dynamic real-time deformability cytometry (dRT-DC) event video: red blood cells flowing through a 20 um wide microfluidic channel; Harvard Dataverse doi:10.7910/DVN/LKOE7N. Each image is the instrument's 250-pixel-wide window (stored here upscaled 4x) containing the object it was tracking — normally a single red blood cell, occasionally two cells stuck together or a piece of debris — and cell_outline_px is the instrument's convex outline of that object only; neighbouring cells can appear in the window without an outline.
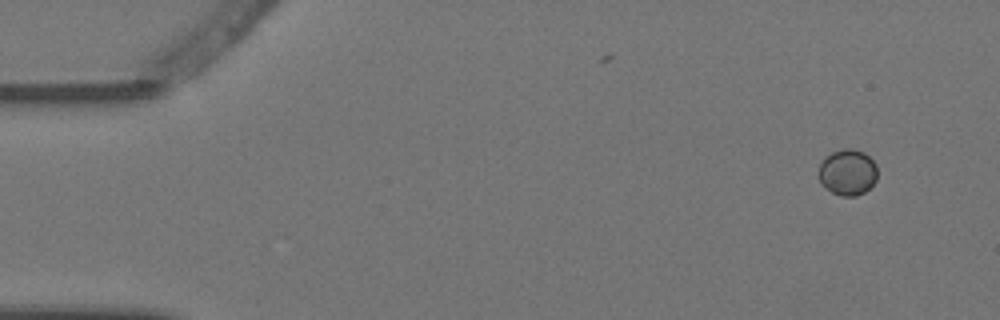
{"species": "Egyptian fruit bat (a non-hibernating species)", "species_latin": "Rousettus aegyptiacus", "temperature_condition": "warm", "stored_images_in_passage": 5, "camera_frame_rate_fps": 3000, "um_per_image_px": 0.085, "animal": {"sex": "female"}, "frame": {"image": 1, "passage_image": 5, "time_ms": 1.333, "image_size_px": [1000, 320], "cell_outline_px": [[876, 180], [864, 192], [856, 196], [844, 196], [832, 192], [820, 184], [820, 164], [832, 152], [844, 148], [852, 148], [864, 152], [876, 164]], "centroid_in_image_um": [72.06, 14.64], "position_along_channel_um": 12.9, "area_um2": 15.49}}